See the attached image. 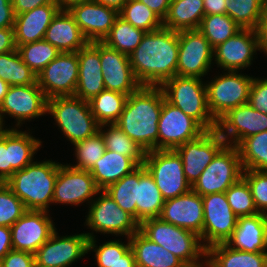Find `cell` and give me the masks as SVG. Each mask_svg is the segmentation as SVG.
Returning <instances> with one entry per match:
<instances>
[{
    "label": "cell",
    "instance_id": "8992f818",
    "mask_svg": "<svg viewBox=\"0 0 267 267\" xmlns=\"http://www.w3.org/2000/svg\"><path fill=\"white\" fill-rule=\"evenodd\" d=\"M139 231L152 242L173 253L182 262H190L200 257L208 258L207 248L201 244L198 234L170 224L160 218L144 220Z\"/></svg>",
    "mask_w": 267,
    "mask_h": 267
},
{
    "label": "cell",
    "instance_id": "c3c4849f",
    "mask_svg": "<svg viewBox=\"0 0 267 267\" xmlns=\"http://www.w3.org/2000/svg\"><path fill=\"white\" fill-rule=\"evenodd\" d=\"M23 202L5 184H0V226L11 227L25 212Z\"/></svg>",
    "mask_w": 267,
    "mask_h": 267
},
{
    "label": "cell",
    "instance_id": "484cf974",
    "mask_svg": "<svg viewBox=\"0 0 267 267\" xmlns=\"http://www.w3.org/2000/svg\"><path fill=\"white\" fill-rule=\"evenodd\" d=\"M226 244L233 249L246 252H266L267 215L238 217L236 228Z\"/></svg>",
    "mask_w": 267,
    "mask_h": 267
},
{
    "label": "cell",
    "instance_id": "8fae6325",
    "mask_svg": "<svg viewBox=\"0 0 267 267\" xmlns=\"http://www.w3.org/2000/svg\"><path fill=\"white\" fill-rule=\"evenodd\" d=\"M203 231L202 244L208 248L218 243H226L232 236L238 217L232 211L225 192L202 196ZM205 242V243H204Z\"/></svg>",
    "mask_w": 267,
    "mask_h": 267
},
{
    "label": "cell",
    "instance_id": "f35d334b",
    "mask_svg": "<svg viewBox=\"0 0 267 267\" xmlns=\"http://www.w3.org/2000/svg\"><path fill=\"white\" fill-rule=\"evenodd\" d=\"M145 33V31L134 27L118 16L115 19L109 34L102 42L121 53L129 55L141 43Z\"/></svg>",
    "mask_w": 267,
    "mask_h": 267
},
{
    "label": "cell",
    "instance_id": "83f0119b",
    "mask_svg": "<svg viewBox=\"0 0 267 267\" xmlns=\"http://www.w3.org/2000/svg\"><path fill=\"white\" fill-rule=\"evenodd\" d=\"M43 39L51 43L60 52H78L89 42L68 10L57 12Z\"/></svg>",
    "mask_w": 267,
    "mask_h": 267
},
{
    "label": "cell",
    "instance_id": "1f68e13d",
    "mask_svg": "<svg viewBox=\"0 0 267 267\" xmlns=\"http://www.w3.org/2000/svg\"><path fill=\"white\" fill-rule=\"evenodd\" d=\"M204 15L203 0H171L163 27L176 32L199 29Z\"/></svg>",
    "mask_w": 267,
    "mask_h": 267
},
{
    "label": "cell",
    "instance_id": "ee69618b",
    "mask_svg": "<svg viewBox=\"0 0 267 267\" xmlns=\"http://www.w3.org/2000/svg\"><path fill=\"white\" fill-rule=\"evenodd\" d=\"M17 50L35 74L41 72L60 54L56 47L44 39L20 45Z\"/></svg>",
    "mask_w": 267,
    "mask_h": 267
},
{
    "label": "cell",
    "instance_id": "6da1fadb",
    "mask_svg": "<svg viewBox=\"0 0 267 267\" xmlns=\"http://www.w3.org/2000/svg\"><path fill=\"white\" fill-rule=\"evenodd\" d=\"M178 53L179 32L162 27L146 32L128 57L141 86L160 87L176 75Z\"/></svg>",
    "mask_w": 267,
    "mask_h": 267
},
{
    "label": "cell",
    "instance_id": "d4e9b609",
    "mask_svg": "<svg viewBox=\"0 0 267 267\" xmlns=\"http://www.w3.org/2000/svg\"><path fill=\"white\" fill-rule=\"evenodd\" d=\"M78 62V83L74 96L90 101L105 90L100 64L99 41L88 42L81 48L78 51Z\"/></svg>",
    "mask_w": 267,
    "mask_h": 267
},
{
    "label": "cell",
    "instance_id": "74e56055",
    "mask_svg": "<svg viewBox=\"0 0 267 267\" xmlns=\"http://www.w3.org/2000/svg\"><path fill=\"white\" fill-rule=\"evenodd\" d=\"M0 78L10 86L37 83V74L23 61L17 49L0 54Z\"/></svg>",
    "mask_w": 267,
    "mask_h": 267
},
{
    "label": "cell",
    "instance_id": "44dd1931",
    "mask_svg": "<svg viewBox=\"0 0 267 267\" xmlns=\"http://www.w3.org/2000/svg\"><path fill=\"white\" fill-rule=\"evenodd\" d=\"M100 64L105 90L126 95L136 92L141 84L135 78L128 55L99 41Z\"/></svg>",
    "mask_w": 267,
    "mask_h": 267
},
{
    "label": "cell",
    "instance_id": "e575fe53",
    "mask_svg": "<svg viewBox=\"0 0 267 267\" xmlns=\"http://www.w3.org/2000/svg\"><path fill=\"white\" fill-rule=\"evenodd\" d=\"M127 98L128 95L126 94L103 90L89 101L91 112L100 125L116 123L124 109Z\"/></svg>",
    "mask_w": 267,
    "mask_h": 267
},
{
    "label": "cell",
    "instance_id": "ffe728a7",
    "mask_svg": "<svg viewBox=\"0 0 267 267\" xmlns=\"http://www.w3.org/2000/svg\"><path fill=\"white\" fill-rule=\"evenodd\" d=\"M47 98L38 83L31 85L10 86L3 101L0 103V114L16 118V127L22 121L38 118L46 114ZM21 123V124H20Z\"/></svg>",
    "mask_w": 267,
    "mask_h": 267
},
{
    "label": "cell",
    "instance_id": "2644e50d",
    "mask_svg": "<svg viewBox=\"0 0 267 267\" xmlns=\"http://www.w3.org/2000/svg\"><path fill=\"white\" fill-rule=\"evenodd\" d=\"M3 258H4V257H0V267L3 266Z\"/></svg>",
    "mask_w": 267,
    "mask_h": 267
},
{
    "label": "cell",
    "instance_id": "7402d4cb",
    "mask_svg": "<svg viewBox=\"0 0 267 267\" xmlns=\"http://www.w3.org/2000/svg\"><path fill=\"white\" fill-rule=\"evenodd\" d=\"M257 49L259 50L257 31L241 28L213 49V57L217 66L225 71H238L251 65Z\"/></svg>",
    "mask_w": 267,
    "mask_h": 267
},
{
    "label": "cell",
    "instance_id": "e7e4bbea",
    "mask_svg": "<svg viewBox=\"0 0 267 267\" xmlns=\"http://www.w3.org/2000/svg\"><path fill=\"white\" fill-rule=\"evenodd\" d=\"M91 0H57L60 10H69L73 6L88 2Z\"/></svg>",
    "mask_w": 267,
    "mask_h": 267
},
{
    "label": "cell",
    "instance_id": "3957f363",
    "mask_svg": "<svg viewBox=\"0 0 267 267\" xmlns=\"http://www.w3.org/2000/svg\"><path fill=\"white\" fill-rule=\"evenodd\" d=\"M60 164L50 160L32 162L16 171L5 184L23 202L27 210L48 212Z\"/></svg>",
    "mask_w": 267,
    "mask_h": 267
},
{
    "label": "cell",
    "instance_id": "816d5d0a",
    "mask_svg": "<svg viewBox=\"0 0 267 267\" xmlns=\"http://www.w3.org/2000/svg\"><path fill=\"white\" fill-rule=\"evenodd\" d=\"M35 257L27 251H9L3 258L2 267H34Z\"/></svg>",
    "mask_w": 267,
    "mask_h": 267
},
{
    "label": "cell",
    "instance_id": "2e32d148",
    "mask_svg": "<svg viewBox=\"0 0 267 267\" xmlns=\"http://www.w3.org/2000/svg\"><path fill=\"white\" fill-rule=\"evenodd\" d=\"M12 248L35 253L56 230L47 211L27 210L11 227Z\"/></svg>",
    "mask_w": 267,
    "mask_h": 267
},
{
    "label": "cell",
    "instance_id": "d590c367",
    "mask_svg": "<svg viewBox=\"0 0 267 267\" xmlns=\"http://www.w3.org/2000/svg\"><path fill=\"white\" fill-rule=\"evenodd\" d=\"M236 147L243 170L267 171V131L243 139Z\"/></svg>",
    "mask_w": 267,
    "mask_h": 267
},
{
    "label": "cell",
    "instance_id": "681fc988",
    "mask_svg": "<svg viewBox=\"0 0 267 267\" xmlns=\"http://www.w3.org/2000/svg\"><path fill=\"white\" fill-rule=\"evenodd\" d=\"M242 177L250 186L258 213L267 215V171L243 170Z\"/></svg>",
    "mask_w": 267,
    "mask_h": 267
},
{
    "label": "cell",
    "instance_id": "7bdbcfd3",
    "mask_svg": "<svg viewBox=\"0 0 267 267\" xmlns=\"http://www.w3.org/2000/svg\"><path fill=\"white\" fill-rule=\"evenodd\" d=\"M119 16L145 32L155 31L163 27V20L138 0H128L119 12Z\"/></svg>",
    "mask_w": 267,
    "mask_h": 267
},
{
    "label": "cell",
    "instance_id": "603a6c76",
    "mask_svg": "<svg viewBox=\"0 0 267 267\" xmlns=\"http://www.w3.org/2000/svg\"><path fill=\"white\" fill-rule=\"evenodd\" d=\"M159 218L200 236L204 222L202 196L191 189L188 193L165 200Z\"/></svg>",
    "mask_w": 267,
    "mask_h": 267
},
{
    "label": "cell",
    "instance_id": "f1b7e54d",
    "mask_svg": "<svg viewBox=\"0 0 267 267\" xmlns=\"http://www.w3.org/2000/svg\"><path fill=\"white\" fill-rule=\"evenodd\" d=\"M129 239L136 267H178L182 263L173 253L149 240L139 230Z\"/></svg>",
    "mask_w": 267,
    "mask_h": 267
},
{
    "label": "cell",
    "instance_id": "f6af8a7d",
    "mask_svg": "<svg viewBox=\"0 0 267 267\" xmlns=\"http://www.w3.org/2000/svg\"><path fill=\"white\" fill-rule=\"evenodd\" d=\"M77 164L72 165L76 169L90 171L95 163L103 156L106 147L101 133L74 144Z\"/></svg>",
    "mask_w": 267,
    "mask_h": 267
},
{
    "label": "cell",
    "instance_id": "30bf717a",
    "mask_svg": "<svg viewBox=\"0 0 267 267\" xmlns=\"http://www.w3.org/2000/svg\"><path fill=\"white\" fill-rule=\"evenodd\" d=\"M90 204L86 225L91 230L104 234L125 235L130 238L139 230V223L102 190Z\"/></svg>",
    "mask_w": 267,
    "mask_h": 267
},
{
    "label": "cell",
    "instance_id": "f907efd6",
    "mask_svg": "<svg viewBox=\"0 0 267 267\" xmlns=\"http://www.w3.org/2000/svg\"><path fill=\"white\" fill-rule=\"evenodd\" d=\"M248 104L257 111L267 114V78H253Z\"/></svg>",
    "mask_w": 267,
    "mask_h": 267
},
{
    "label": "cell",
    "instance_id": "e0dca14e",
    "mask_svg": "<svg viewBox=\"0 0 267 267\" xmlns=\"http://www.w3.org/2000/svg\"><path fill=\"white\" fill-rule=\"evenodd\" d=\"M216 131L227 144L237 146L243 139L267 131V114L257 111L248 103L240 105L217 121Z\"/></svg>",
    "mask_w": 267,
    "mask_h": 267
},
{
    "label": "cell",
    "instance_id": "7a4b0ae2",
    "mask_svg": "<svg viewBox=\"0 0 267 267\" xmlns=\"http://www.w3.org/2000/svg\"><path fill=\"white\" fill-rule=\"evenodd\" d=\"M164 100L160 87L141 86L128 96L115 123L145 152L158 150V122Z\"/></svg>",
    "mask_w": 267,
    "mask_h": 267
},
{
    "label": "cell",
    "instance_id": "5bb4252c",
    "mask_svg": "<svg viewBox=\"0 0 267 267\" xmlns=\"http://www.w3.org/2000/svg\"><path fill=\"white\" fill-rule=\"evenodd\" d=\"M213 48L199 29L179 32L177 76L201 78L209 72Z\"/></svg>",
    "mask_w": 267,
    "mask_h": 267
},
{
    "label": "cell",
    "instance_id": "a7ac6f4b",
    "mask_svg": "<svg viewBox=\"0 0 267 267\" xmlns=\"http://www.w3.org/2000/svg\"><path fill=\"white\" fill-rule=\"evenodd\" d=\"M3 119H2V116L0 114V136L7 130L6 128L4 129V123H3Z\"/></svg>",
    "mask_w": 267,
    "mask_h": 267
},
{
    "label": "cell",
    "instance_id": "cb8c5ba5",
    "mask_svg": "<svg viewBox=\"0 0 267 267\" xmlns=\"http://www.w3.org/2000/svg\"><path fill=\"white\" fill-rule=\"evenodd\" d=\"M89 42L103 41L119 13L95 0L73 6L68 10Z\"/></svg>",
    "mask_w": 267,
    "mask_h": 267
},
{
    "label": "cell",
    "instance_id": "be15d7a7",
    "mask_svg": "<svg viewBox=\"0 0 267 267\" xmlns=\"http://www.w3.org/2000/svg\"><path fill=\"white\" fill-rule=\"evenodd\" d=\"M109 8L115 9L118 13L122 10L128 0H95Z\"/></svg>",
    "mask_w": 267,
    "mask_h": 267
},
{
    "label": "cell",
    "instance_id": "f546056e",
    "mask_svg": "<svg viewBox=\"0 0 267 267\" xmlns=\"http://www.w3.org/2000/svg\"><path fill=\"white\" fill-rule=\"evenodd\" d=\"M137 167L138 165L130 157L106 149L89 172L96 186L102 191Z\"/></svg>",
    "mask_w": 267,
    "mask_h": 267
},
{
    "label": "cell",
    "instance_id": "6125c7cd",
    "mask_svg": "<svg viewBox=\"0 0 267 267\" xmlns=\"http://www.w3.org/2000/svg\"><path fill=\"white\" fill-rule=\"evenodd\" d=\"M110 267H136L133 251L130 249L121 257V260L110 265Z\"/></svg>",
    "mask_w": 267,
    "mask_h": 267
},
{
    "label": "cell",
    "instance_id": "836d02e7",
    "mask_svg": "<svg viewBox=\"0 0 267 267\" xmlns=\"http://www.w3.org/2000/svg\"><path fill=\"white\" fill-rule=\"evenodd\" d=\"M41 143L26 131H19L16 128L6 130V148H9L11 176L33 162V155L38 151Z\"/></svg>",
    "mask_w": 267,
    "mask_h": 267
},
{
    "label": "cell",
    "instance_id": "5b68a950",
    "mask_svg": "<svg viewBox=\"0 0 267 267\" xmlns=\"http://www.w3.org/2000/svg\"><path fill=\"white\" fill-rule=\"evenodd\" d=\"M61 132L74 145L95 135L100 124L91 112L89 101L75 96H56L47 99V111Z\"/></svg>",
    "mask_w": 267,
    "mask_h": 267
},
{
    "label": "cell",
    "instance_id": "11a10c76",
    "mask_svg": "<svg viewBox=\"0 0 267 267\" xmlns=\"http://www.w3.org/2000/svg\"><path fill=\"white\" fill-rule=\"evenodd\" d=\"M11 1L15 15L31 11L34 8L46 4L57 3V0H11Z\"/></svg>",
    "mask_w": 267,
    "mask_h": 267
},
{
    "label": "cell",
    "instance_id": "ab89813d",
    "mask_svg": "<svg viewBox=\"0 0 267 267\" xmlns=\"http://www.w3.org/2000/svg\"><path fill=\"white\" fill-rule=\"evenodd\" d=\"M139 184V166L104 191L108 193L117 205L136 220V200Z\"/></svg>",
    "mask_w": 267,
    "mask_h": 267
},
{
    "label": "cell",
    "instance_id": "9f6ffc18",
    "mask_svg": "<svg viewBox=\"0 0 267 267\" xmlns=\"http://www.w3.org/2000/svg\"><path fill=\"white\" fill-rule=\"evenodd\" d=\"M16 49L14 28H0V54Z\"/></svg>",
    "mask_w": 267,
    "mask_h": 267
},
{
    "label": "cell",
    "instance_id": "91938a15",
    "mask_svg": "<svg viewBox=\"0 0 267 267\" xmlns=\"http://www.w3.org/2000/svg\"><path fill=\"white\" fill-rule=\"evenodd\" d=\"M258 34L259 51L267 54V11L264 12L256 29Z\"/></svg>",
    "mask_w": 267,
    "mask_h": 267
},
{
    "label": "cell",
    "instance_id": "db71d44e",
    "mask_svg": "<svg viewBox=\"0 0 267 267\" xmlns=\"http://www.w3.org/2000/svg\"><path fill=\"white\" fill-rule=\"evenodd\" d=\"M15 13L11 0H0V28H14Z\"/></svg>",
    "mask_w": 267,
    "mask_h": 267
},
{
    "label": "cell",
    "instance_id": "52a82bcc",
    "mask_svg": "<svg viewBox=\"0 0 267 267\" xmlns=\"http://www.w3.org/2000/svg\"><path fill=\"white\" fill-rule=\"evenodd\" d=\"M143 165L154 178L164 200L183 195L192 189L185 178L181 157L175 150L146 152Z\"/></svg>",
    "mask_w": 267,
    "mask_h": 267
},
{
    "label": "cell",
    "instance_id": "bcb514c9",
    "mask_svg": "<svg viewBox=\"0 0 267 267\" xmlns=\"http://www.w3.org/2000/svg\"><path fill=\"white\" fill-rule=\"evenodd\" d=\"M227 201L237 217L253 216L258 214L252 192L247 181L241 177L225 191Z\"/></svg>",
    "mask_w": 267,
    "mask_h": 267
},
{
    "label": "cell",
    "instance_id": "f5cc1de1",
    "mask_svg": "<svg viewBox=\"0 0 267 267\" xmlns=\"http://www.w3.org/2000/svg\"><path fill=\"white\" fill-rule=\"evenodd\" d=\"M11 177L9 148H6V131L0 136V181L5 183Z\"/></svg>",
    "mask_w": 267,
    "mask_h": 267
},
{
    "label": "cell",
    "instance_id": "7c38bea8",
    "mask_svg": "<svg viewBox=\"0 0 267 267\" xmlns=\"http://www.w3.org/2000/svg\"><path fill=\"white\" fill-rule=\"evenodd\" d=\"M205 132L196 120L166 100L163 101L158 122V150H174Z\"/></svg>",
    "mask_w": 267,
    "mask_h": 267
},
{
    "label": "cell",
    "instance_id": "ac0fdd59",
    "mask_svg": "<svg viewBox=\"0 0 267 267\" xmlns=\"http://www.w3.org/2000/svg\"><path fill=\"white\" fill-rule=\"evenodd\" d=\"M56 230L34 253L35 265L44 267H69L88 253L86 233L59 237Z\"/></svg>",
    "mask_w": 267,
    "mask_h": 267
},
{
    "label": "cell",
    "instance_id": "4fadbf2b",
    "mask_svg": "<svg viewBox=\"0 0 267 267\" xmlns=\"http://www.w3.org/2000/svg\"><path fill=\"white\" fill-rule=\"evenodd\" d=\"M78 69V52H60L37 74V83L47 99L74 96L78 83Z\"/></svg>",
    "mask_w": 267,
    "mask_h": 267
},
{
    "label": "cell",
    "instance_id": "9c48e42d",
    "mask_svg": "<svg viewBox=\"0 0 267 267\" xmlns=\"http://www.w3.org/2000/svg\"><path fill=\"white\" fill-rule=\"evenodd\" d=\"M238 73L228 71L206 84L208 109L216 122L229 110L249 101L253 77Z\"/></svg>",
    "mask_w": 267,
    "mask_h": 267
},
{
    "label": "cell",
    "instance_id": "4316f807",
    "mask_svg": "<svg viewBox=\"0 0 267 267\" xmlns=\"http://www.w3.org/2000/svg\"><path fill=\"white\" fill-rule=\"evenodd\" d=\"M59 10L58 3H50L16 15L14 23L16 47L42 40Z\"/></svg>",
    "mask_w": 267,
    "mask_h": 267
},
{
    "label": "cell",
    "instance_id": "003e7915",
    "mask_svg": "<svg viewBox=\"0 0 267 267\" xmlns=\"http://www.w3.org/2000/svg\"><path fill=\"white\" fill-rule=\"evenodd\" d=\"M10 85L0 78V103L3 101L5 95L8 92Z\"/></svg>",
    "mask_w": 267,
    "mask_h": 267
},
{
    "label": "cell",
    "instance_id": "680465c9",
    "mask_svg": "<svg viewBox=\"0 0 267 267\" xmlns=\"http://www.w3.org/2000/svg\"><path fill=\"white\" fill-rule=\"evenodd\" d=\"M11 250V229L8 226H0V257H4Z\"/></svg>",
    "mask_w": 267,
    "mask_h": 267
},
{
    "label": "cell",
    "instance_id": "6f0895ef",
    "mask_svg": "<svg viewBox=\"0 0 267 267\" xmlns=\"http://www.w3.org/2000/svg\"><path fill=\"white\" fill-rule=\"evenodd\" d=\"M155 12L162 20L166 17L171 0H138Z\"/></svg>",
    "mask_w": 267,
    "mask_h": 267
},
{
    "label": "cell",
    "instance_id": "277c9868",
    "mask_svg": "<svg viewBox=\"0 0 267 267\" xmlns=\"http://www.w3.org/2000/svg\"><path fill=\"white\" fill-rule=\"evenodd\" d=\"M160 88L165 100L196 120L206 131L216 129L207 105V88L202 78L175 75L164 82Z\"/></svg>",
    "mask_w": 267,
    "mask_h": 267
},
{
    "label": "cell",
    "instance_id": "8d00e7d4",
    "mask_svg": "<svg viewBox=\"0 0 267 267\" xmlns=\"http://www.w3.org/2000/svg\"><path fill=\"white\" fill-rule=\"evenodd\" d=\"M108 126L107 131L102 128ZM107 150L130 157L138 166L144 164L146 152L129 138L115 123L99 127Z\"/></svg>",
    "mask_w": 267,
    "mask_h": 267
},
{
    "label": "cell",
    "instance_id": "b9f144b4",
    "mask_svg": "<svg viewBox=\"0 0 267 267\" xmlns=\"http://www.w3.org/2000/svg\"><path fill=\"white\" fill-rule=\"evenodd\" d=\"M226 14L241 28L257 29L264 15L261 0H225Z\"/></svg>",
    "mask_w": 267,
    "mask_h": 267
},
{
    "label": "cell",
    "instance_id": "9a60e30c",
    "mask_svg": "<svg viewBox=\"0 0 267 267\" xmlns=\"http://www.w3.org/2000/svg\"><path fill=\"white\" fill-rule=\"evenodd\" d=\"M226 144L214 129L174 149L181 157L185 178L191 186Z\"/></svg>",
    "mask_w": 267,
    "mask_h": 267
},
{
    "label": "cell",
    "instance_id": "7dc6e473",
    "mask_svg": "<svg viewBox=\"0 0 267 267\" xmlns=\"http://www.w3.org/2000/svg\"><path fill=\"white\" fill-rule=\"evenodd\" d=\"M86 234L89 238L88 252L90 250H93L95 252V257L98 267H110V265L121 260V257L131 249L129 238H127L128 239L127 244H124L119 240L116 241L113 240V241H108L98 247L96 246L95 243L96 240L93 233H86Z\"/></svg>",
    "mask_w": 267,
    "mask_h": 267
},
{
    "label": "cell",
    "instance_id": "03108f58",
    "mask_svg": "<svg viewBox=\"0 0 267 267\" xmlns=\"http://www.w3.org/2000/svg\"><path fill=\"white\" fill-rule=\"evenodd\" d=\"M206 263V264H205ZM205 263L203 262H199V258L197 260L194 261H190V262H182L178 267H212L210 258H208L207 260L205 259ZM204 264V265H202Z\"/></svg>",
    "mask_w": 267,
    "mask_h": 267
},
{
    "label": "cell",
    "instance_id": "60d3db41",
    "mask_svg": "<svg viewBox=\"0 0 267 267\" xmlns=\"http://www.w3.org/2000/svg\"><path fill=\"white\" fill-rule=\"evenodd\" d=\"M240 29L241 27L227 14L204 15L199 27V31L213 49L224 43Z\"/></svg>",
    "mask_w": 267,
    "mask_h": 267
},
{
    "label": "cell",
    "instance_id": "89a4df30",
    "mask_svg": "<svg viewBox=\"0 0 267 267\" xmlns=\"http://www.w3.org/2000/svg\"><path fill=\"white\" fill-rule=\"evenodd\" d=\"M264 11H267V0H261Z\"/></svg>",
    "mask_w": 267,
    "mask_h": 267
},
{
    "label": "cell",
    "instance_id": "4dcf8cb0",
    "mask_svg": "<svg viewBox=\"0 0 267 267\" xmlns=\"http://www.w3.org/2000/svg\"><path fill=\"white\" fill-rule=\"evenodd\" d=\"M164 199L154 178L144 165H139V184L136 200V221L159 218Z\"/></svg>",
    "mask_w": 267,
    "mask_h": 267
},
{
    "label": "cell",
    "instance_id": "d6a6232c",
    "mask_svg": "<svg viewBox=\"0 0 267 267\" xmlns=\"http://www.w3.org/2000/svg\"><path fill=\"white\" fill-rule=\"evenodd\" d=\"M207 254L212 267H267V252H246L226 243L209 246Z\"/></svg>",
    "mask_w": 267,
    "mask_h": 267
},
{
    "label": "cell",
    "instance_id": "94428289",
    "mask_svg": "<svg viewBox=\"0 0 267 267\" xmlns=\"http://www.w3.org/2000/svg\"><path fill=\"white\" fill-rule=\"evenodd\" d=\"M205 15L226 14L225 0H203Z\"/></svg>",
    "mask_w": 267,
    "mask_h": 267
},
{
    "label": "cell",
    "instance_id": "d6986e66",
    "mask_svg": "<svg viewBox=\"0 0 267 267\" xmlns=\"http://www.w3.org/2000/svg\"><path fill=\"white\" fill-rule=\"evenodd\" d=\"M100 192L89 171L76 169L70 164H60L52 203L79 205L89 199L92 202L91 197Z\"/></svg>",
    "mask_w": 267,
    "mask_h": 267
},
{
    "label": "cell",
    "instance_id": "ba28073f",
    "mask_svg": "<svg viewBox=\"0 0 267 267\" xmlns=\"http://www.w3.org/2000/svg\"><path fill=\"white\" fill-rule=\"evenodd\" d=\"M242 173L237 147L226 144L192 185V190L201 196L225 192L242 177Z\"/></svg>",
    "mask_w": 267,
    "mask_h": 267
}]
</instances>
